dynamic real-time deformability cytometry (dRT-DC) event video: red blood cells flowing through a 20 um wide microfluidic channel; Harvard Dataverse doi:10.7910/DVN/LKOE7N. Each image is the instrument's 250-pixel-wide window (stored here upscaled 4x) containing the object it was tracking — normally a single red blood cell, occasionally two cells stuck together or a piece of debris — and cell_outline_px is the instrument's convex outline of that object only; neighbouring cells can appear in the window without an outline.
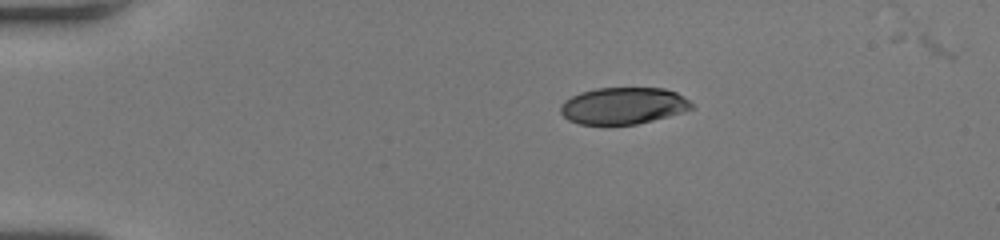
{"species": "human", "species_latin": "Homo sapiens", "temperature_condition": "room temperature", "stored_images_in_passage": 43, "camera_frame_rate_fps": 3000, "um_per_image_px": 0.085, "donor": {"sex": "female"}, "frame": {"image": 1, "passage_image": 1, "time_ms": 0.0, "image_size_px": [1000, 240], "cell_outline_px": [[696, 108], [684, 112], [636, 124], [580, 124], [568, 120], [560, 112], [560, 104], [564, 100], [580, 92], [596, 88], [664, 88], [676, 92], [684, 96]], "centroid_in_image_um": [52.98, 8.98], "position_along_channel_um": 32.0, "area_um2": 28.15}}
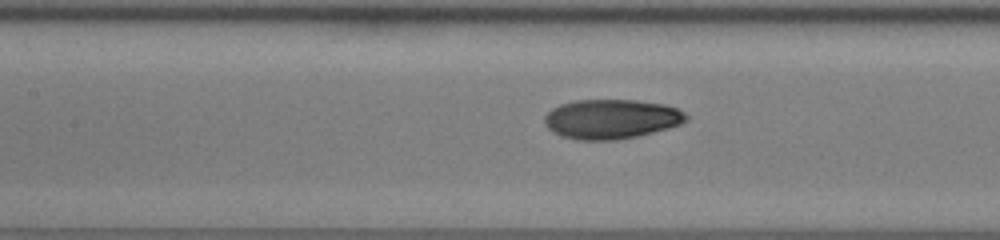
{"frame": {"image": 2, "passage_image": 16, "time_ms": 5.0, "image_size_px": [1000, 240], "cell_outline_px": [[688, 120], [680, 124], [668, 128], [636, 136], [616, 140], [576, 140], [560, 136], [552, 132], [544, 124], [544, 116], [552, 108], [560, 104], [576, 100], [636, 100], [664, 104], [676, 108], [684, 112], [688, 116]], "centroid_in_image_um": [51.93, 10.12], "position_along_channel_um": 155.5, "area_um2": 32.77}}
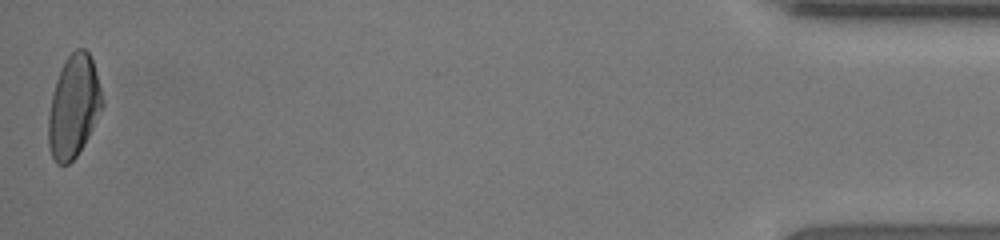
{"frame": {"image": 3, "passage_image": 43, "time_ms": 14.0, "image_size_px": [1000, 240], "cell_outline_px": [[104, 104], [84, 144], [76, 156], [68, 164], [56, 164], [52, 156], [48, 144], [48, 116], [52, 96], [56, 80], [60, 68], [64, 60], [76, 48], [84, 48], [88, 52], [92, 60], [104, 100]], "centroid_in_image_um": [6.25, 9.04], "position_along_channel_um": 428.9, "area_um2": 31.96}, "authors_computed_cell_mechanics": {"area_um2": 31.8478, "velocity_mm_per_s": 4.0709, "shape_relaxation_time_tau1_ms": 4.7759, "shape_relaxation_time_tau2_ms": 1.4039, "deformation_change_tau1": 0.1887, "deformation_change_tau2": 0.0477}}